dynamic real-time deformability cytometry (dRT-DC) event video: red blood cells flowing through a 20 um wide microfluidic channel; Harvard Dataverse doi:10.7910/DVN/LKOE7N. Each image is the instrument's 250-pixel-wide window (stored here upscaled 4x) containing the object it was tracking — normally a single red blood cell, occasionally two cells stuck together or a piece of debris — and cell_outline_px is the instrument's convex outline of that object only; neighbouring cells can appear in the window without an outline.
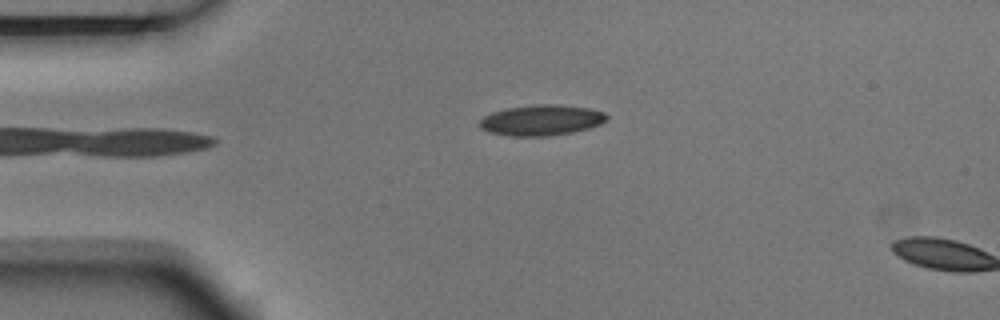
{"species": "Egyptian fruit bat (a non-hibernating species)", "species_latin": "Rousettus aegyptiacus", "temperature_condition": "room temperature", "stored_images_in_passage": 2, "camera_frame_rate_fps": 3000, "um_per_image_px": 0.085, "animal": {"sex": "male"}, "frame": {"image": 1, "passage_image": 1, "time_ms": 0.0, "image_size_px": [1000, 320], "cell_outline_px": [[608, 120], [600, 124], [588, 128], [572, 132], [548, 136], [508, 136], [488, 132], [480, 128], [480, 120], [484, 116], [492, 112], [508, 108], [536, 104], [556, 104], [588, 108], [604, 112], [608, 116]], "centroid_in_image_um": [46.01, 10.22], "position_along_channel_um": 39.0, "area_um2": 22.72}}